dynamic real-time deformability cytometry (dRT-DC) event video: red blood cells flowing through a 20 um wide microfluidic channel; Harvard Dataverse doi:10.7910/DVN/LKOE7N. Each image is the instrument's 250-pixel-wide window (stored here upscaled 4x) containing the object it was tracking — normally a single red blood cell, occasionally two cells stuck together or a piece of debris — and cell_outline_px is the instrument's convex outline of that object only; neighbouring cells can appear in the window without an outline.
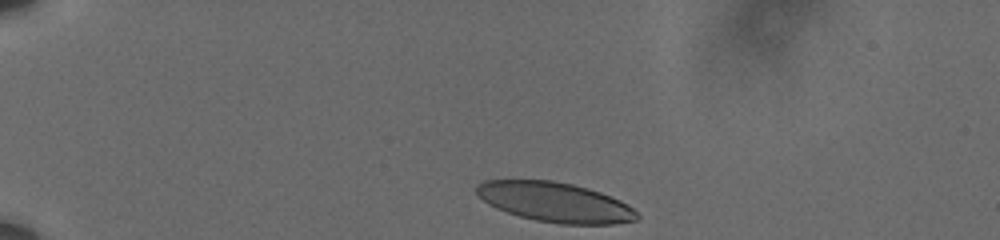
{"species": "human", "species_latin": "Homo sapiens", "temperature_condition": "cold", "stored_images_in_passage": 37, "camera_frame_rate_fps": 3000, "um_per_image_px": 0.085, "donor": {"sex": "male"}, "frame": {"image": 1, "passage_image": 1, "time_ms": 0.0, "image_size_px": [1000, 240], "cell_outline_px": [[640, 216], [636, 220], [612, 224], [560, 224], [536, 220], [520, 216], [496, 208], [488, 204], [476, 192], [476, 184], [484, 180], [552, 180], [572, 184], [588, 188], [600, 192], [620, 200], [628, 204]], "centroid_in_image_um": [47.18, 17.18], "position_along_channel_um": 37.8, "area_um2": 37.05}}
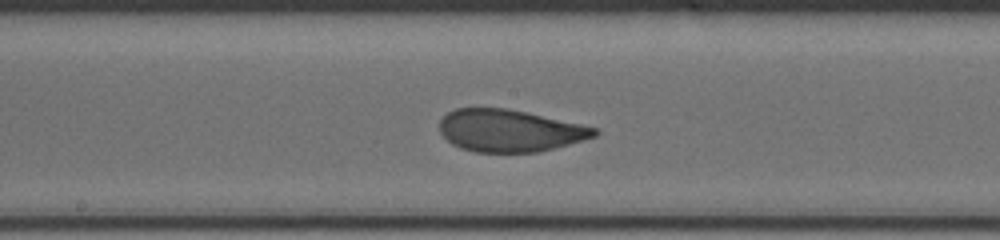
{"frame": {"image": 2, "passage_image": 20, "time_ms": 6.333, "image_size_px": [1000, 240], "cell_outline_px": [[600, 132], [596, 136], [584, 140], [536, 152], [476, 152], [460, 148], [452, 144], [440, 132], [440, 120], [448, 112], [456, 108], [508, 108], [580, 124], [596, 128]], "centroid_in_image_um": [43.3, 11.1], "position_along_channel_um": 204.9, "area_um2": 37.8}}
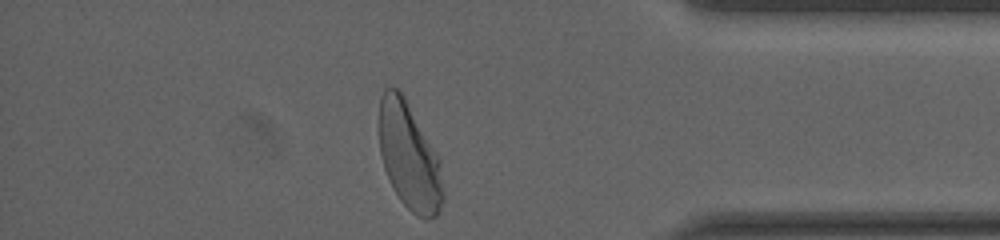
{"frame": {"image": 3, "passage_image": 37, "time_ms": 12.0, "image_size_px": [1000, 240], "cell_outline_px": [[444, 200], [436, 216], [428, 220], [424, 220], [416, 216], [400, 200], [392, 188], [388, 180], [384, 168], [380, 152], [380, 96], [384, 88], [396, 88], [404, 96], [440, 160], [444, 192]], "centroid_in_image_um": [34.79, 13.36], "position_along_channel_um": 400.4, "area_um2": 39.82}, "authors_computed_cell_mechanics": {"area_um2": 38.8416, "velocity_mm_per_s": 3.596, "shape_relaxation_time_tau1_ms": 3.5064, "shape_relaxation_time_tau2_ms": 0.7973, "deformation_change_tau1": 0.1744, "deformation_change_tau2": 0.0729}}